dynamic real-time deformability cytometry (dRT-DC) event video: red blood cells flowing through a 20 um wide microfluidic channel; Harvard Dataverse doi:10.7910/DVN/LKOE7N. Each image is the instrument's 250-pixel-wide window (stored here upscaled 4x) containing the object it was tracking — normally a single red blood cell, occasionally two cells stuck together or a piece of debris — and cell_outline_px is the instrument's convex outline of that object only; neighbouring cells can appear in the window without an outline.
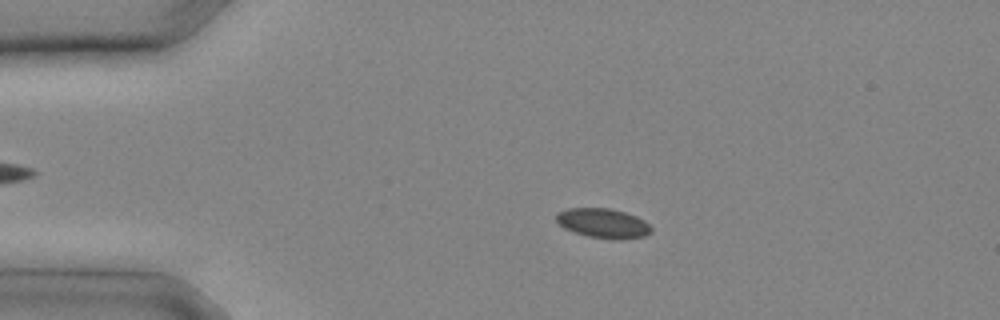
{"species": "common noctule bat (a hibernating species)", "species_latin": "Nyctalus noctula", "temperature_condition": "cold", "stored_images_in_passage": 14, "camera_frame_rate_fps": 3000, "um_per_image_px": 0.085, "animal": {"sex": "male", "body_mass_g": 20.4}, "frame": {"image": 1, "passage_image": 5, "time_ms": 1.333, "image_size_px": [1000, 320], "cell_outline_px": [[652, 232], [644, 236], [620, 240], [612, 240], [588, 236], [564, 228], [556, 220], [556, 212], [568, 208], [612, 208], [636, 216], [644, 220], [652, 228]], "centroid_in_image_um": [51.28, 18.97], "position_along_channel_um": 33.7, "area_um2": 16.47}}
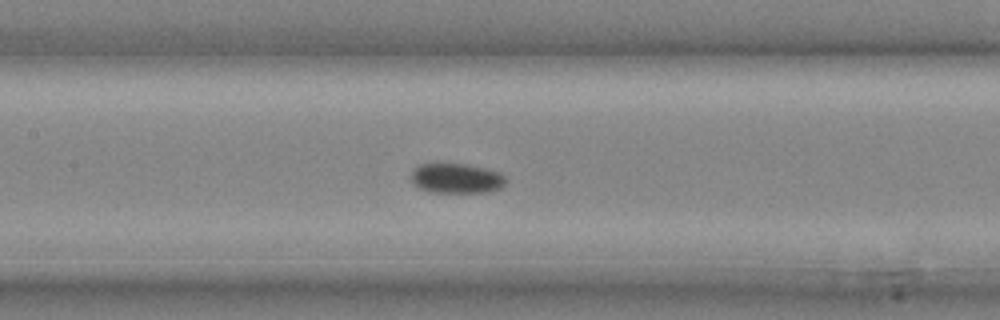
{"frame": {"image": 2, "passage_image": 12, "time_ms": 3.667, "image_size_px": [1000, 320], "cell_outline_px": [[504, 184], [500, 188], [488, 192], [432, 192], [420, 188], [412, 184], [412, 172], [420, 164], [468, 164], [500, 172], [504, 176]], "centroid_in_image_um": [38.8, 15.16], "position_along_channel_um": 168.6, "area_um2": 16.3}}
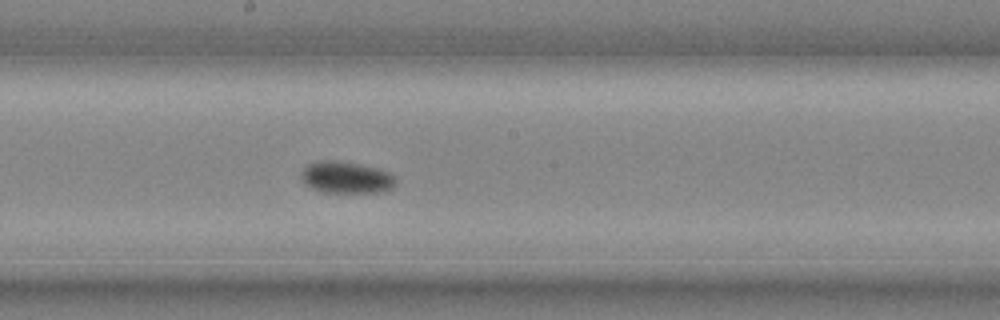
{"frame": {"image": 3, "passage_image": 14, "time_ms": 4.333, "image_size_px": [1000, 320], "cell_outline_px": [[396, 180], [392, 188], [380, 192], [324, 192], [312, 188], [300, 176], [300, 172], [308, 164], [320, 160], [344, 160], [376, 168], [388, 172]], "centroid_in_image_um": [29.41, 15.06], "position_along_channel_um": 218.8, "area_um2": 17.4}}